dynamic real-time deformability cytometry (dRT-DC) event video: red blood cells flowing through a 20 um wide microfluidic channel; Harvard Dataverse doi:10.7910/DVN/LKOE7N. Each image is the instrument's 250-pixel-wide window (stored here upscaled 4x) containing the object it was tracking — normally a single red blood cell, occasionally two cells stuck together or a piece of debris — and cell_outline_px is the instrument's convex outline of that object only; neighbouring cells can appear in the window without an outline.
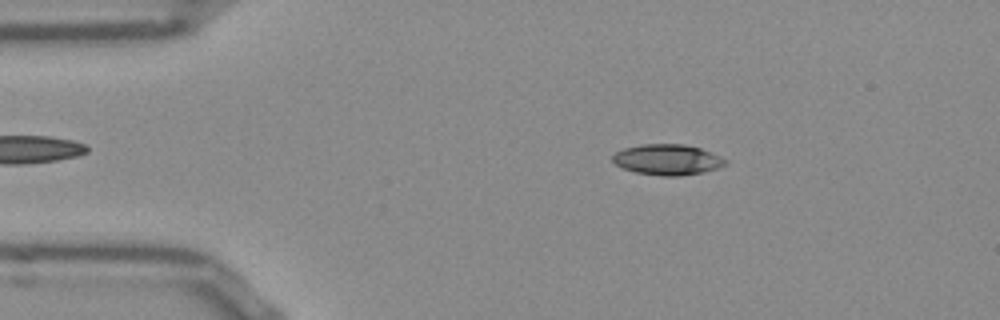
{"species": "Egyptian fruit bat (a non-hibernating species)", "species_latin": "Rousettus aegyptiacus", "temperature_condition": "room temperature", "stored_images_in_passage": 44, "camera_frame_rate_fps": 3000, "um_per_image_px": 0.085, "frame": {"image": 1, "passage_image": 8, "time_ms": 2.333, "image_size_px": [1000, 320], "cell_outline_px": [[728, 160], [724, 164], [716, 168], [700, 172], [676, 176], [664, 176], [636, 172], [624, 168], [616, 164], [612, 160], [612, 156], [616, 152], [624, 148], [640, 144], [684, 144], [700, 148], [720, 156]], "centroid_in_image_um": [56.7, 13.55], "position_along_channel_um": 28.3, "area_um2": 19.83}}
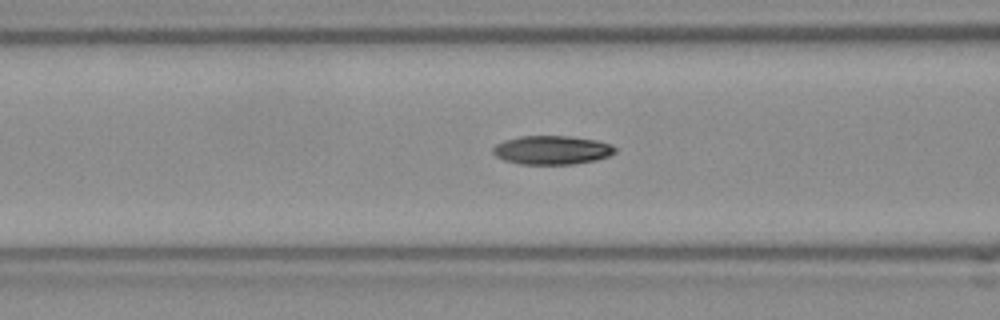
{"frame": {"image": 2, "passage_image": 19, "time_ms": 6.0, "image_size_px": [1000, 320], "cell_outline_px": [[616, 152], [608, 156], [596, 160], [572, 164], [520, 164], [504, 160], [496, 156], [492, 152], [492, 148], [496, 144], [504, 140], [520, 136], [568, 136], [596, 140], [612, 144], [616, 148]], "centroid_in_image_um": [46.91, 12.75], "position_along_channel_um": 119.7, "area_um2": 20.52}}
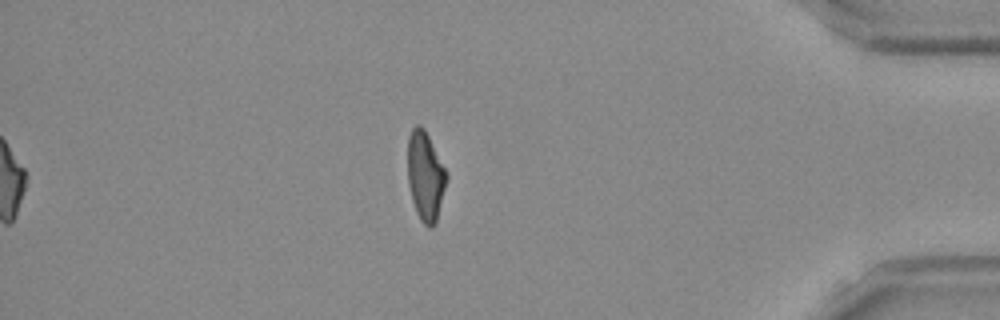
{"frame": {"image": 3, "passage_image": 44, "time_ms": 14.333, "image_size_px": [1000, 320], "cell_outline_px": [[448, 176], [436, 220], [432, 228], [428, 228], [420, 220], [416, 212], [412, 200], [408, 184], [408, 136], [412, 128], [416, 124], [420, 124], [424, 128], [448, 172]], "centroid_in_image_um": [36.15, 14.94], "position_along_channel_um": 399.0, "area_um2": 20.23}, "authors_computed_cell_mechanics": {"area_um2": 20.3745, "velocity_mm_per_s": 3.8479, "shape_relaxation_time_tau1_ms": 5.5504, "shape_relaxation_time_tau2_ms": 3.76, "deformation_change_tau1": 0.1788, "deformation_change_tau2": 0.0858}}